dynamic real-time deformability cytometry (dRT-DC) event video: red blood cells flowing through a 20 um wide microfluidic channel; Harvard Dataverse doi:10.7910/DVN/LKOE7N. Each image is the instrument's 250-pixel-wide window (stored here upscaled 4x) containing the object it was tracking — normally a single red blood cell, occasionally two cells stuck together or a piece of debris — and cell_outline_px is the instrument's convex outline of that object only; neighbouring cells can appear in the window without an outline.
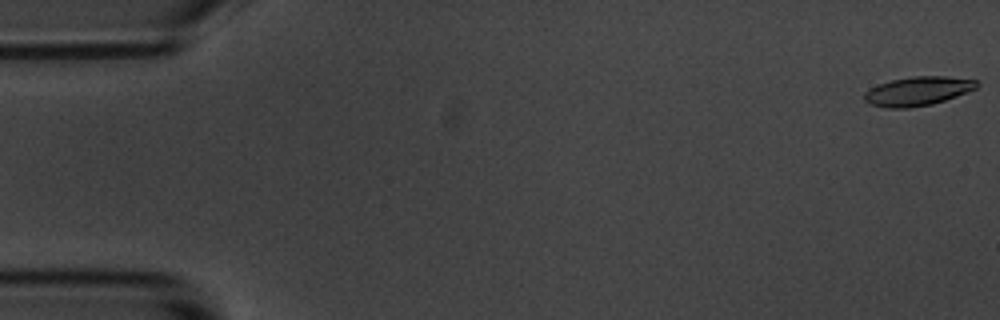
{"species": "common noctule bat (a hibernating species)", "species_latin": "Nyctalus noctula", "temperature_condition": "room temperature", "stored_images_in_passage": 7, "camera_frame_rate_fps": 3000, "um_per_image_px": 0.085, "animal": {"sex": "male", "body_mass_g": 20.1, "forearm_length_mm": 53.5}, "frame": {"image": 1, "passage_image": 1, "time_ms": 0.0, "image_size_px": [1000, 320], "cell_outline_px": [[980, 84], [976, 88], [956, 96], [932, 104], [908, 108], [888, 108], [872, 104], [864, 100], [864, 92], [880, 84], [892, 80], [912, 76], [948, 76], [980, 80]], "centroid_in_image_um": [78.06, 7.73], "position_along_channel_um": 6.9, "area_um2": 18.9}}